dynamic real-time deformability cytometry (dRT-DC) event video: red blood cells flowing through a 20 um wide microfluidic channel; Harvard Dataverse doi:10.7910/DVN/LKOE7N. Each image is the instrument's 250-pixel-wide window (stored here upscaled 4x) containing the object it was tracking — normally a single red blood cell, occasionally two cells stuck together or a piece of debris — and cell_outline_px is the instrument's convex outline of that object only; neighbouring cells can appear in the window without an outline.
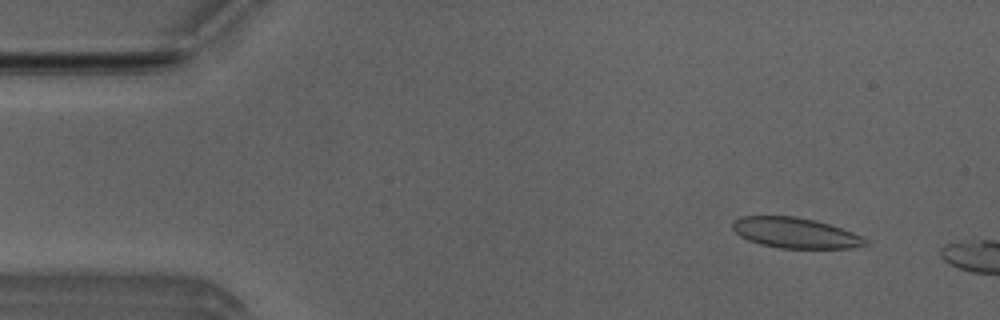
{"species": "Egyptian fruit bat (a non-hibernating species)", "species_latin": "Rousettus aegyptiacus", "temperature_condition": "room temperature", "stored_images_in_passage": 8, "camera_frame_rate_fps": 3000, "um_per_image_px": 0.085, "animal": {"sex": "male"}, "frame": {"image": 1, "passage_image": 5, "time_ms": 1.333, "image_size_px": [1000, 320], "cell_outline_px": [[868, 244], [852, 248], [780, 248], [760, 244], [748, 240], [740, 236], [732, 228], [732, 220], [740, 216], [796, 216], [816, 220], [864, 236], [868, 240]], "centroid_in_image_um": [67.59, 19.79], "position_along_channel_um": 17.4, "area_um2": 23.7}}